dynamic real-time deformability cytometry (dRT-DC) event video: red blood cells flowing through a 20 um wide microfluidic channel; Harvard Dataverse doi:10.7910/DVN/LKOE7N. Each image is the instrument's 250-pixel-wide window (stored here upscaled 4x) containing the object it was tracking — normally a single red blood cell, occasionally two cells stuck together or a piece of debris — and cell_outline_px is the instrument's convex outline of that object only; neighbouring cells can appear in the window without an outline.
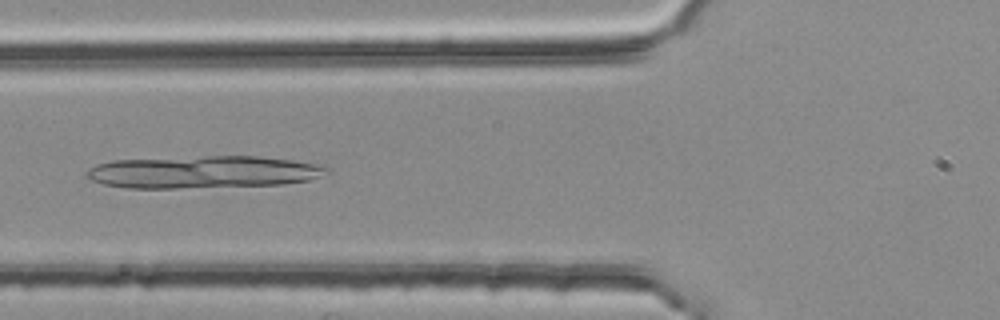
{"species": "common noctule bat (a hibernating species)", "species_latin": "Nyctalus noctula", "temperature_condition": "room temperature", "stored_images_in_passage": 3, "camera_frame_rate_fps": 3000, "um_per_image_px": 0.085, "animal": {"sex": "female", "body_mass_g": 25.1}, "frame": {"image": 1, "passage_image": 3, "time_ms": 0.667, "image_size_px": [1000, 320], "cell_outline_px": [[332, 172], [308, 180], [284, 184], [176, 188], [128, 188], [104, 184], [92, 180], [84, 176], [84, 172], [96, 164], [112, 160], [208, 156], [260, 156], [292, 160], [332, 168]], "centroid_in_image_um": [17.25, 14.62], "position_along_channel_um": 108.5, "area_um2": 45.32}}